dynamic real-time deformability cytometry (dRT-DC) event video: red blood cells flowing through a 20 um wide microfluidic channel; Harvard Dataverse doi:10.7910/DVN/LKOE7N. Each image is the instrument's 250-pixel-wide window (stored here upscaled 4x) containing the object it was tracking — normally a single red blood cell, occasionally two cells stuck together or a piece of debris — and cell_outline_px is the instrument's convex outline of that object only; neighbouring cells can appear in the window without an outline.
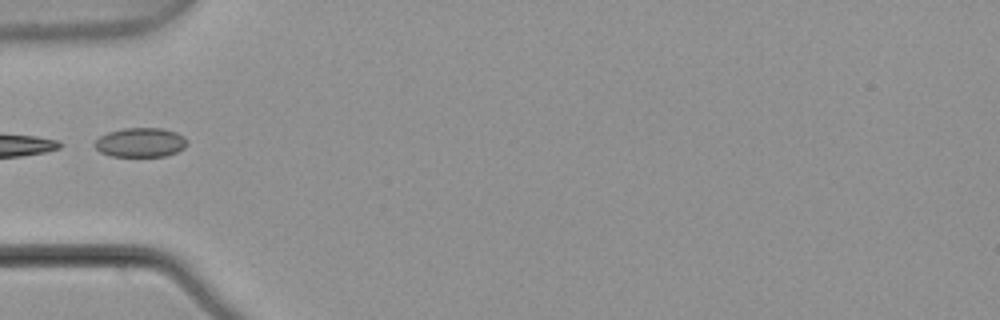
{"species": "common noctule bat (a hibernating species)", "species_latin": "Nyctalus noctula", "temperature_condition": "warm", "stored_images_in_passage": 5, "camera_frame_rate_fps": 3000, "um_per_image_px": 0.085, "animal": {"sex": "male", "body_mass_g": 21.5, "forearm_length_mm": 52.0}, "frame": {"image": 1, "passage_image": 4, "time_ms": 1.0, "image_size_px": [1000, 320], "cell_outline_px": [[188, 144], [184, 148], [176, 152], [164, 156], [112, 156], [100, 152], [92, 144], [100, 136], [108, 132], [124, 128], [164, 128], [176, 132], [184, 136], [188, 140]], "centroid_in_image_um": [11.96, 12.1], "position_along_channel_um": 73.0, "area_um2": 15.9}}
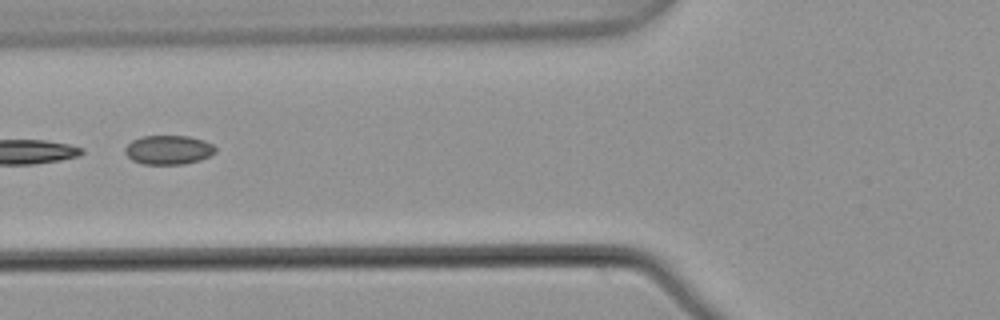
{"frame": {"image": 2, "passage_image": 5, "time_ms": 1.333, "image_size_px": [1000, 320], "cell_outline_px": [[216, 152], [200, 160], [184, 164], [144, 164], [132, 160], [124, 152], [124, 148], [132, 140], [144, 136], [188, 136], [204, 140], [212, 144], [216, 148]], "centroid_in_image_um": [14.32, 12.74], "position_along_channel_um": 111.5, "area_um2": 15.32}}